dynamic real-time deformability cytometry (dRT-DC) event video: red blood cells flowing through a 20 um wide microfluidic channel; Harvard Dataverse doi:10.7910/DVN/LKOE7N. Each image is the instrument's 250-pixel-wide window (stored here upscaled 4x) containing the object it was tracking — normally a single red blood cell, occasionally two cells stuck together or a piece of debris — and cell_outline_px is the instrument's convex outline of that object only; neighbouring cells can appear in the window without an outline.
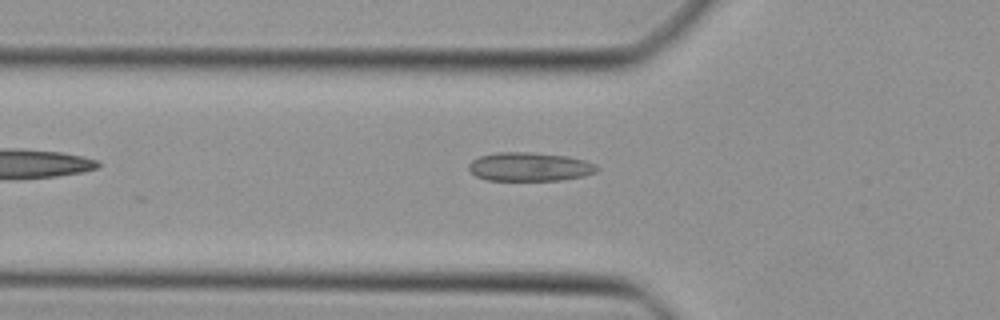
{"species": "Egyptian fruit bat (a non-hibernating species)", "species_latin": "Rousettus aegyptiacus", "temperature_condition": "cold", "stored_images_in_passage": 24, "camera_frame_rate_fps": 3000, "um_per_image_px": 0.085, "animal": {"sex": "female"}, "frame": {"image": 1, "passage_image": 3, "time_ms": 0.667, "image_size_px": [1000, 320], "cell_outline_px": [[600, 168], [596, 172], [584, 176], [560, 180], [484, 180], [476, 176], [468, 168], [468, 164], [472, 160], [480, 156], [496, 152], [528, 152], [568, 156], [584, 160], [596, 164]], "centroid_in_image_um": [45.02, 14.17], "position_along_channel_um": 80.8, "area_um2": 21.56}}
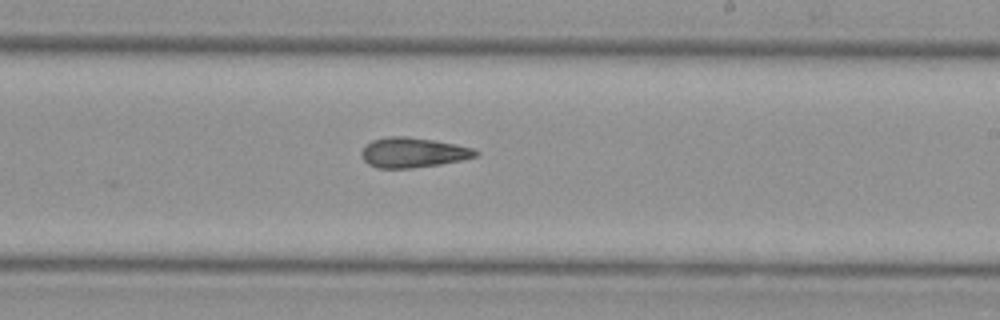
{"frame": {"image": 2, "passage_image": 15, "time_ms": 4.667, "image_size_px": [1000, 320], "cell_outline_px": [[480, 152], [476, 156], [464, 160], [440, 164], [412, 168], [380, 168], [368, 164], [360, 156], [360, 152], [372, 140], [392, 136], [408, 136], [456, 144], [472, 148]], "centroid_in_image_um": [35.12, 12.97], "position_along_channel_um": 253.9, "area_um2": 19.88}}
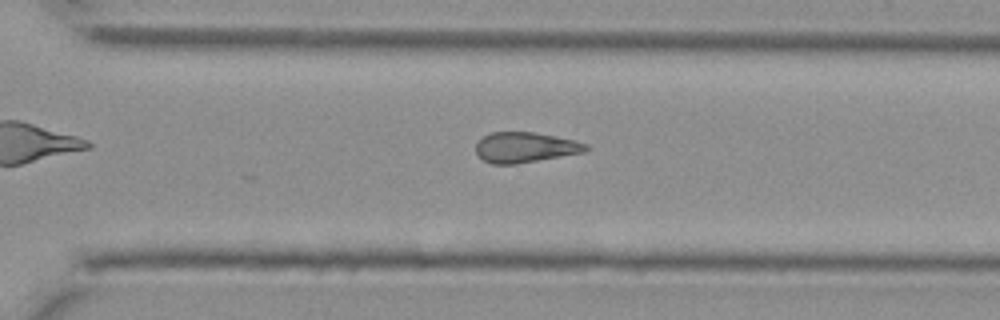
{"frame": {"image": 3, "passage_image": 20, "time_ms": 6.333, "image_size_px": [1000, 320], "cell_outline_px": [[592, 148], [584, 152], [516, 164], [492, 164], [484, 160], [476, 152], [476, 140], [492, 132], [532, 132], [572, 140], [588, 144]], "centroid_in_image_um": [44.62, 12.53], "position_along_channel_um": 326.0, "area_um2": 19.31}}